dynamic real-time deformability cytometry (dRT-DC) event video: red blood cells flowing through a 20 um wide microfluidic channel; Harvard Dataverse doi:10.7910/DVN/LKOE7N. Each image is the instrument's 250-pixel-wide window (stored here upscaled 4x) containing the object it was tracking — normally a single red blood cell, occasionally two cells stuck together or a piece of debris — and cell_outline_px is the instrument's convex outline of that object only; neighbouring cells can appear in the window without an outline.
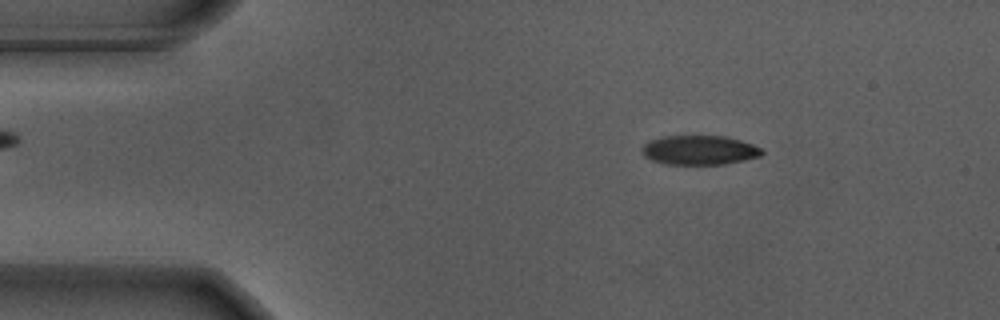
{"species": "Egyptian fruit bat (a non-hibernating species)", "species_latin": "Rousettus aegyptiacus", "temperature_condition": "warm", "stored_images_in_passage": 37, "camera_frame_rate_fps": 3000, "um_per_image_px": 0.085, "animal": {"sex": "male"}, "frame": {"image": 1, "passage_image": 1, "time_ms": 0.0, "image_size_px": [1000, 320], "cell_outline_px": [[764, 152], [760, 156], [744, 160], [724, 164], [668, 164], [652, 160], [644, 156], [640, 148], [648, 140], [660, 136], [724, 136], [740, 140], [752, 144], [760, 148]], "centroid_in_image_um": [59.41, 12.75], "position_along_channel_um": 25.6, "area_um2": 20.52}}
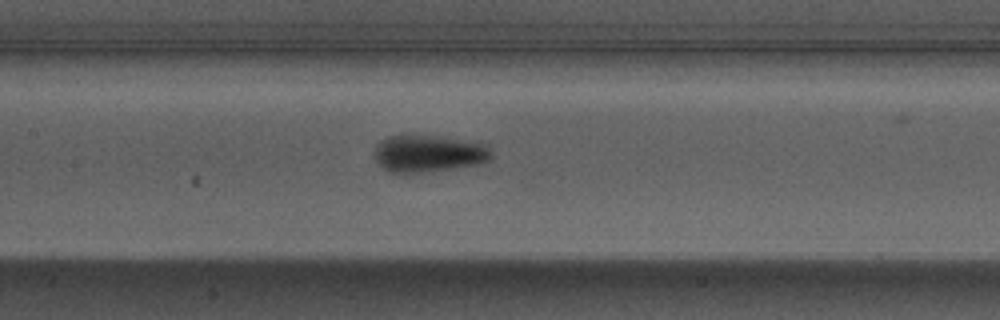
{"frame": {"image": 2, "passage_image": 18, "time_ms": 5.667, "image_size_px": [1000, 320], "cell_outline_px": [[492, 156], [488, 160], [472, 164], [424, 172], [388, 172], [376, 160], [372, 152], [376, 144], [388, 136], [424, 136], [484, 144], [492, 152]], "centroid_in_image_um": [36.31, 13.06], "position_along_channel_um": 171.1, "area_um2": 24.16}}
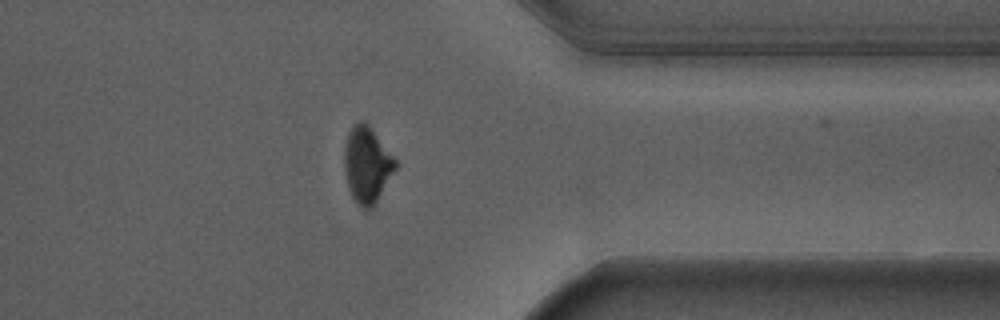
{"frame": {"image": 3, "passage_image": 36, "time_ms": 11.667, "image_size_px": [1000, 320], "cell_outline_px": [[400, 164], [376, 200], [368, 208], [364, 208], [356, 204], [352, 196], [348, 184], [344, 168], [344, 148], [348, 132], [352, 124], [356, 120], [364, 120], [368, 124]], "centroid_in_image_um": [31.2, 13.93], "position_along_channel_um": 380.2, "area_um2": 22.6}}